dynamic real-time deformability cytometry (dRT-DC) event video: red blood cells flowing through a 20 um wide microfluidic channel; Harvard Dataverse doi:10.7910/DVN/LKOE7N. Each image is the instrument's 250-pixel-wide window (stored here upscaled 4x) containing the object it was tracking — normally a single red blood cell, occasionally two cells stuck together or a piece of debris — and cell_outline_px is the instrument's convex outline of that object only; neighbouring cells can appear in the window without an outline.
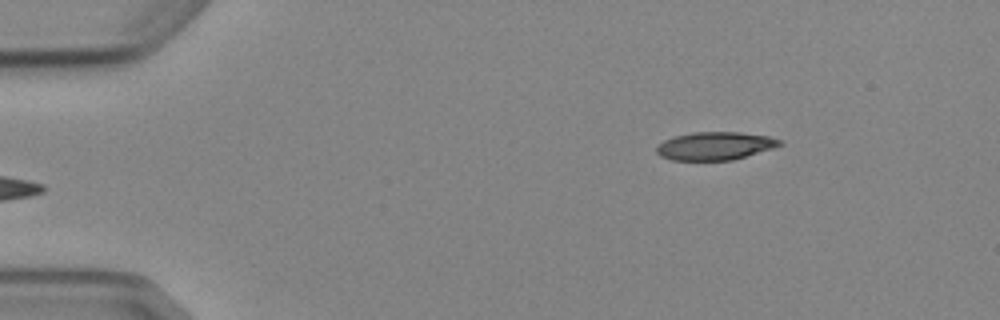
{"species": "Egyptian fruit bat (a non-hibernating species)", "species_latin": "Rousettus aegyptiacus", "temperature_condition": "cold", "stored_images_in_passage": 5, "segment_of_instrument_passage": [2, 2], "camera_frame_rate_fps": 3000, "um_per_image_px": 0.085, "animal": {"sex": "female"}, "frame": {"image": 1, "passage_image": 5, "time_ms": 5.333, "image_size_px": [1000, 320], "cell_outline_px": [[784, 144], [772, 148], [732, 160], [672, 160], [660, 156], [656, 152], [656, 148], [664, 140], [672, 136], [692, 132], [740, 132], [768, 136], [784, 140]], "centroid_in_image_um": [60.78, 12.39], "position_along_channel_um": 24.2, "area_um2": 20.17}}